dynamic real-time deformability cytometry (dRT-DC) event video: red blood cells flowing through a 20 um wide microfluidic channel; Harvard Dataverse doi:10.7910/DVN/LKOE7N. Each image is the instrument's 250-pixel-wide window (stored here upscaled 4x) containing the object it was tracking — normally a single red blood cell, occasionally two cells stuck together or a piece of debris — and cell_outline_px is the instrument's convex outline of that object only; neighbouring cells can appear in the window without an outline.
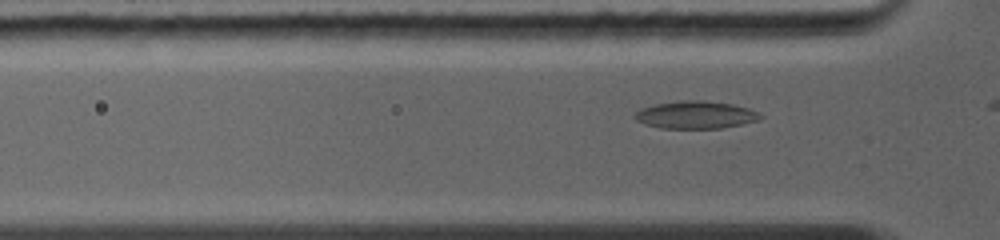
{"species": "common noctule bat (a hibernating species)", "species_latin": "Nyctalus noctula", "temperature_condition": "warm", "stored_images_in_passage": 21, "camera_frame_rate_fps": 5000, "um_per_image_px": 0.085, "animal": {"sex": "female", "body_mass_g": 19.0, "forearm_length_mm": 56.7}, "frame": {"image": 1, "passage_image": 6, "time_ms": 1.0, "image_size_px": [1000, 240], "cell_outline_px": [[764, 116], [760, 120], [720, 128], [660, 128], [644, 124], [636, 120], [632, 116], [640, 108], [656, 104], [680, 100], [700, 100], [732, 104], [748, 108], [760, 112]], "centroid_in_image_um": [59.12, 9.76], "position_along_channel_um": 66.7, "area_um2": 20.23}}
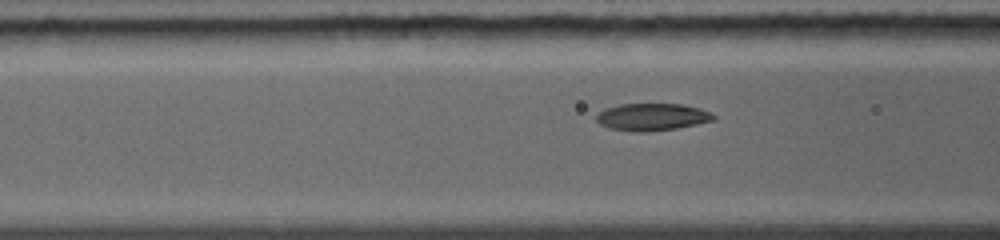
{"frame": {"image": 2, "passage_image": 12, "time_ms": 2.0, "image_size_px": [1000, 240], "cell_outline_px": [[716, 120], [676, 128], [644, 132], [640, 132], [608, 128], [600, 124], [596, 120], [596, 112], [604, 108], [620, 104], [684, 104], [700, 108], [716, 116]], "centroid_in_image_um": [55.4, 9.93], "position_along_channel_um": 111.2, "area_um2": 18.67}}
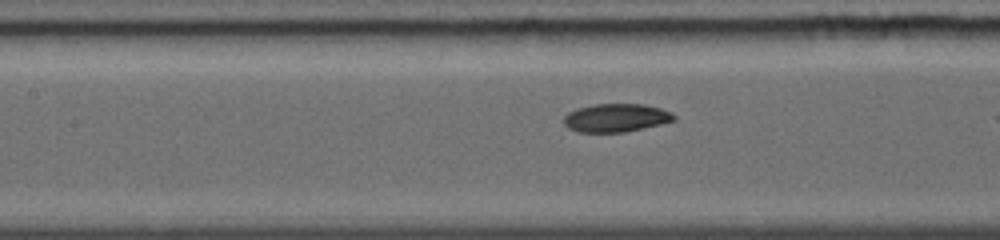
{"frame": {"image": 3, "passage_image": 18, "time_ms": 3.0, "image_size_px": [1000, 240], "cell_outline_px": [[676, 120], [660, 124], [624, 132], [576, 132], [568, 128], [564, 124], [564, 116], [568, 112], [576, 108], [592, 104], [644, 104], [660, 108], [672, 112], [676, 116]], "centroid_in_image_um": [52.34, 10.01], "position_along_channel_um": 155.1, "area_um2": 18.26}}